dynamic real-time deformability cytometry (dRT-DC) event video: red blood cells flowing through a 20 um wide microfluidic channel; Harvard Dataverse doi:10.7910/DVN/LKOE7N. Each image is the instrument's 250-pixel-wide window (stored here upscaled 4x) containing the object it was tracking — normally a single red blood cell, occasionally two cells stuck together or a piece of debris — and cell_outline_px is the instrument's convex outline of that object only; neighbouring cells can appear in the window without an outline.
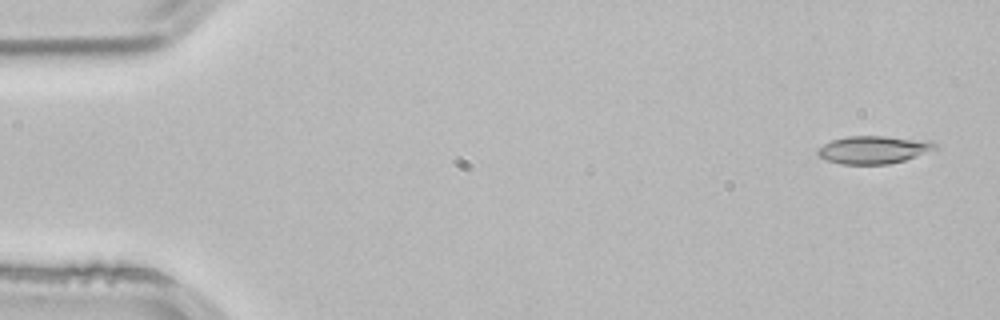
{"species": "common noctule bat (a hibernating species)", "species_latin": "Nyctalus noctula", "temperature_condition": "room temperature", "stored_images_in_passage": 3, "camera_frame_rate_fps": 3000, "um_per_image_px": 0.085, "animal": {"sex": "male", "body_mass_g": 21.5, "forearm_length_mm": 52.0}, "frame": {"image": 1, "passage_image": 1, "time_ms": 0.0, "image_size_px": [1000, 320], "cell_outline_px": [[936, 148], [916, 156], [904, 160], [888, 164], [840, 164], [828, 160], [820, 156], [816, 152], [816, 148], [832, 140], [848, 136], [884, 136], [928, 140], [936, 144]], "centroid_in_image_um": [74.21, 12.72], "position_along_channel_um": 10.8, "area_um2": 18.84}}
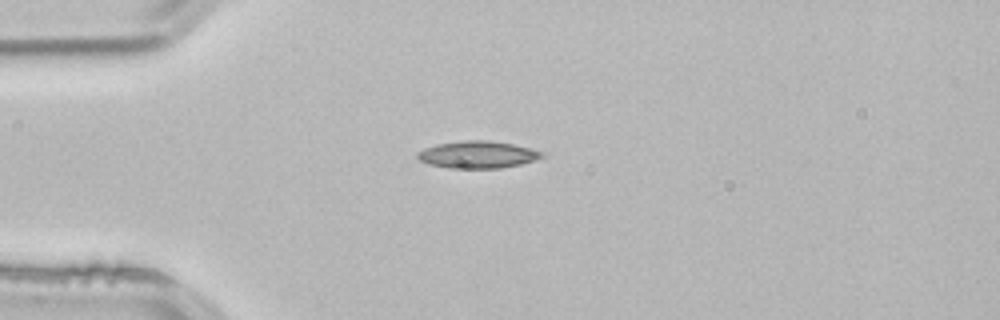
{"frame": {"image": 2, "passage_image": 3, "time_ms": 0.667, "image_size_px": [1000, 320], "cell_outline_px": [[544, 156], [536, 160], [520, 164], [500, 168], [448, 168], [428, 164], [420, 160], [416, 156], [416, 152], [424, 148], [436, 144], [464, 140], [488, 140], [512, 144], [544, 152]], "centroid_in_image_um": [40.56, 13.14], "position_along_channel_um": 44.4, "area_um2": 19.71}}